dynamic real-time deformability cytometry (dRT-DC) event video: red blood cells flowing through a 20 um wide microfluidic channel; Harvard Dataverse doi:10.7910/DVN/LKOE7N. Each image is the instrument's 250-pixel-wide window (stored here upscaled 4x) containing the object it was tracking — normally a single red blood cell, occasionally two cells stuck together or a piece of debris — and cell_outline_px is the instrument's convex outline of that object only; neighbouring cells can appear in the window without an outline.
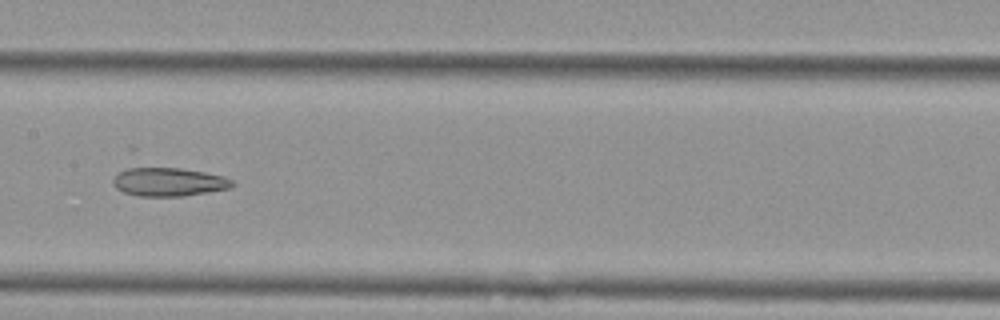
{"species": "Egyptian fruit bat (a non-hibernating species)", "species_latin": "Rousettus aegyptiacus", "temperature_condition": "cold", "stored_images_in_passage": 18, "camera_frame_rate_fps": 3000, "um_per_image_px": 0.085, "animal": {"sex": "female"}, "frame": {"image": 1, "passage_image": 11, "time_ms": 3.333, "image_size_px": [1000, 320], "cell_outline_px": [[236, 184], [228, 188], [208, 192], [184, 196], [140, 196], [124, 192], [116, 188], [112, 184], [112, 180], [120, 172], [136, 164], [180, 168], [204, 172], [220, 176], [232, 180]], "centroid_in_image_um": [14.26, 15.42], "position_along_channel_um": 193.1, "area_um2": 20.29}}